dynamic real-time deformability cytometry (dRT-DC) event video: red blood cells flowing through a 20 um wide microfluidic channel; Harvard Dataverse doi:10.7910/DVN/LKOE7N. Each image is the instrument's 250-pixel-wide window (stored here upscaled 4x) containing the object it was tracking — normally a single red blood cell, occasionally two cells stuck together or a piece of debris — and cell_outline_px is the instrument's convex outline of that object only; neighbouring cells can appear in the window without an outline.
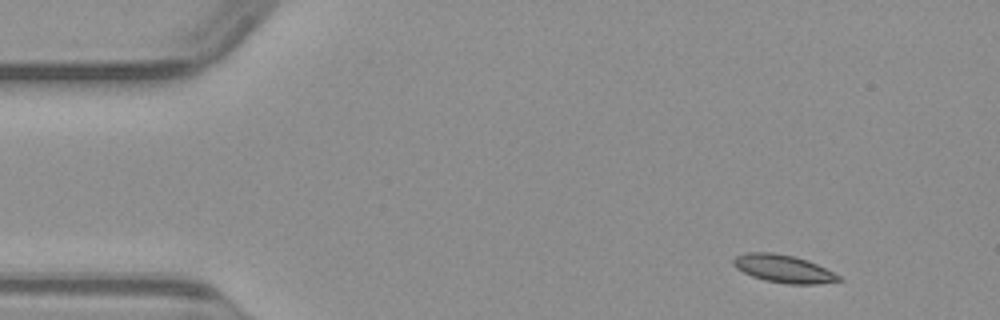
{"species": "common noctule bat (a hibernating species)", "species_latin": "Nyctalus noctula", "temperature_condition": "warm", "stored_images_in_passage": 46, "camera_frame_rate_fps": 3000, "um_per_image_px": 0.085, "animal": {"sex": "male", "body_mass_g": 23.1, "forearm_length_mm": 52.7}, "frame": {"image": 1, "passage_image": 1, "time_ms": 0.0, "image_size_px": [1000, 320], "cell_outline_px": [[844, 280], [816, 284], [788, 284], [764, 280], [752, 276], [736, 268], [732, 264], [732, 260], [736, 256], [748, 252], [772, 252], [792, 256], [808, 260], [840, 276]], "centroid_in_image_um": [66.57, 22.84], "position_along_channel_um": 18.4, "area_um2": 16.94}}
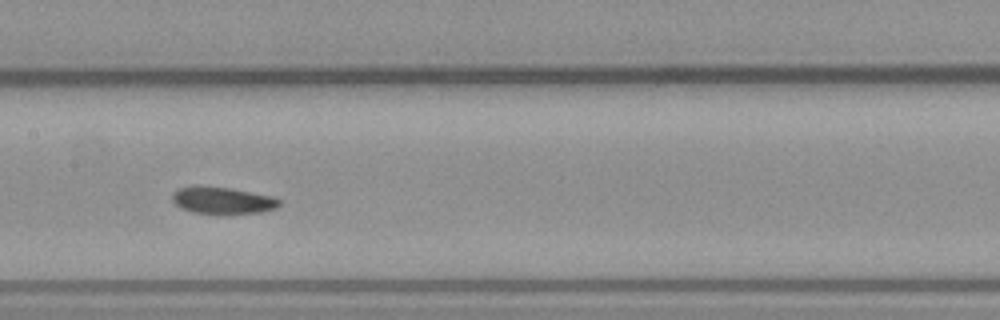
{"frame": {"image": 2, "passage_image": 20, "time_ms": 6.333, "image_size_px": [1000, 320], "cell_outline_px": [[280, 204], [276, 208], [260, 212], [192, 212], [180, 208], [172, 200], [172, 196], [180, 188], [228, 188], [272, 196], [280, 200]], "centroid_in_image_um": [18.96, 17.05], "position_along_channel_um": 188.4, "area_um2": 15.61}}
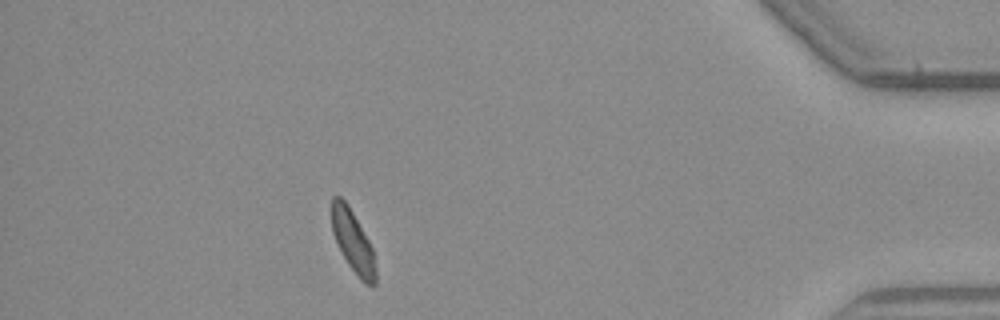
{"frame": {"image": 3, "passage_image": 40, "time_ms": 13.0, "image_size_px": [1000, 320], "cell_outline_px": [[376, 284], [372, 288], [360, 280], [348, 264], [332, 232], [332, 196], [340, 196], [348, 204], [368, 240], [372, 248], [376, 272]], "centroid_in_image_um": [30.01, 20.55], "position_along_channel_um": 405.2, "area_um2": 15.61}}